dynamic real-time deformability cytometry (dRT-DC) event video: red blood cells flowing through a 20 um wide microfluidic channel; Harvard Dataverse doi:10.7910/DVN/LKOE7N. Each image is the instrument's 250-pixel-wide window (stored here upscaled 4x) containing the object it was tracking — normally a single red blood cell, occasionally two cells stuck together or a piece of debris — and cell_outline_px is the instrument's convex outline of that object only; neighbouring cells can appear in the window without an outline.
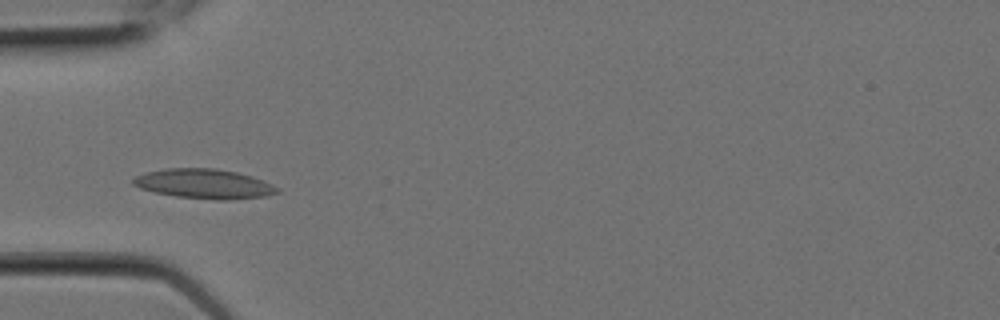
{"species": "Egyptian fruit bat (a non-hibernating species)", "species_latin": "Rousettus aegyptiacus", "temperature_condition": "room temperature", "stored_images_in_passage": 7, "camera_frame_rate_fps": 3000, "um_per_image_px": 0.085, "animal": {"sex": "female"}, "frame": {"image": 1, "passage_image": 5, "time_ms": 1.333, "image_size_px": [1000, 320], "cell_outline_px": [[280, 192], [264, 196], [228, 200], [216, 200], [176, 196], [156, 192], [140, 188], [132, 184], [132, 180], [136, 176], [148, 172], [164, 168], [216, 168], [236, 172], [252, 176], [272, 184], [280, 188]], "centroid_in_image_um": [17.37, 15.62], "position_along_channel_um": 67.6, "area_um2": 24.8}}
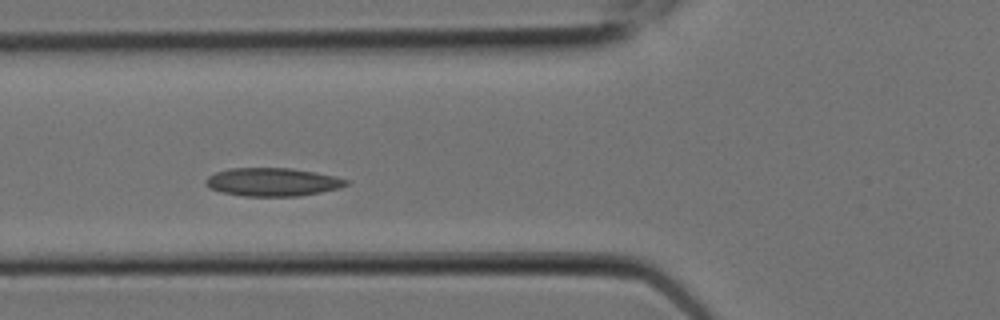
{"frame": {"image": 2, "passage_image": 6, "time_ms": 1.667, "image_size_px": [1000, 320], "cell_outline_px": [[348, 184], [340, 188], [300, 196], [244, 196], [220, 192], [208, 188], [204, 184], [204, 180], [208, 176], [216, 172], [228, 168], [292, 168], [316, 172], [336, 176], [348, 180]], "centroid_in_image_um": [23.14, 15.47], "position_along_channel_um": 102.7, "area_um2": 23.35}}
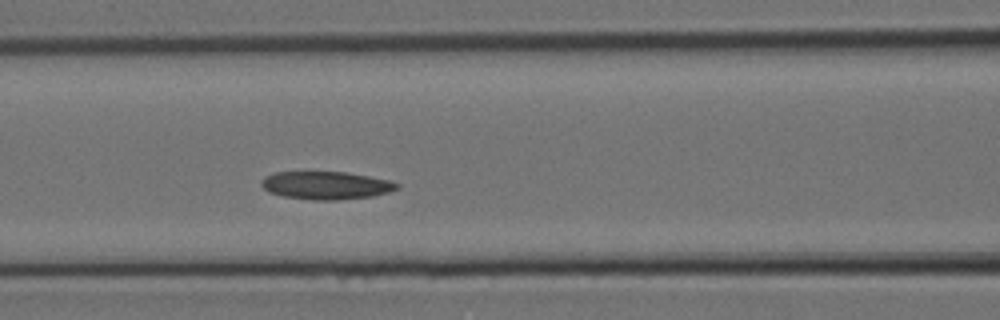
{"frame": {"image": 3, "passage_image": 7, "time_ms": 2.0, "image_size_px": [1000, 320], "cell_outline_px": [[400, 188], [388, 192], [372, 196], [336, 200], [312, 200], [284, 196], [268, 192], [260, 184], [260, 180], [264, 176], [276, 172], [344, 172], [368, 176], [388, 180], [400, 184]], "centroid_in_image_um": [27.69, 15.75], "position_along_channel_um": 138.9, "area_um2": 22.02}}